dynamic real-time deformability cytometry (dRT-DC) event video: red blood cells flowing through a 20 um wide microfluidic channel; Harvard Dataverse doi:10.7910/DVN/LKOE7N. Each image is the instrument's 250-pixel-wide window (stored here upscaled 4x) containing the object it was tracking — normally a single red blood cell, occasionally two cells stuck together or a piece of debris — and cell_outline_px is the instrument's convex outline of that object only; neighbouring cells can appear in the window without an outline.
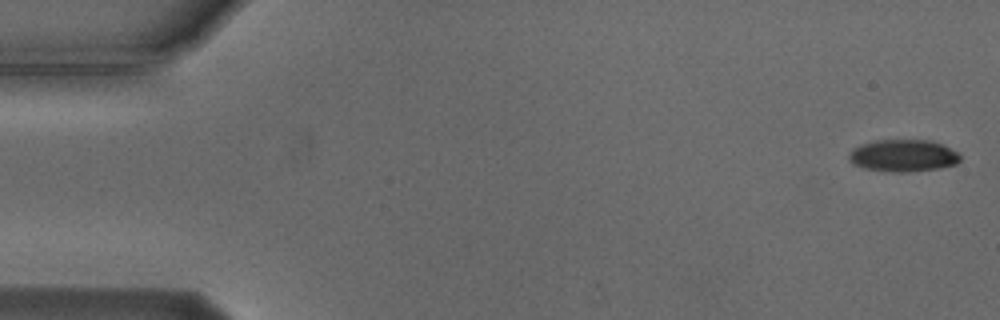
{"species": "Egyptian fruit bat (a non-hibernating species)", "species_latin": "Rousettus aegyptiacus", "temperature_condition": "cold", "stored_images_in_passage": 54, "camera_frame_rate_fps": 3000, "um_per_image_px": 0.085, "animal": {"sex": "male"}, "frame": {"image": 1, "passage_image": 1, "time_ms": 0.0, "image_size_px": [1000, 320], "cell_outline_px": [[960, 160], [956, 164], [940, 168], [908, 172], [892, 172], [864, 168], [852, 164], [848, 160], [848, 156], [852, 148], [860, 144], [876, 140], [932, 140], [960, 152]], "centroid_in_image_um": [76.77, 13.22], "position_along_channel_um": 8.2, "area_um2": 21.1}}
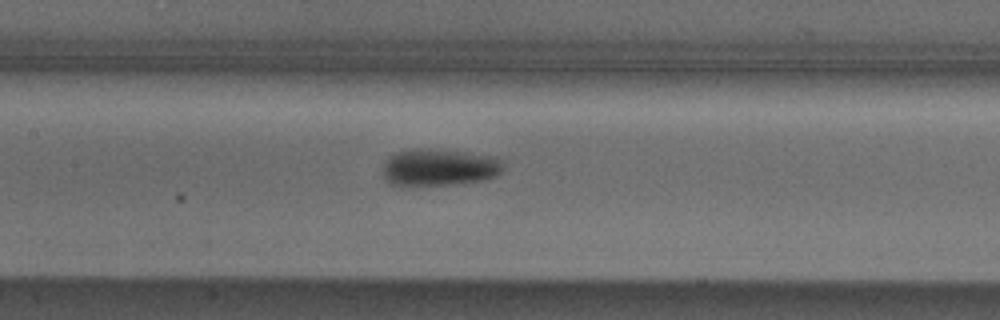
{"frame": {"image": 2, "passage_image": 25, "time_ms": 8.0, "image_size_px": [1000, 320], "cell_outline_px": [[504, 168], [496, 176], [488, 180], [452, 184], [392, 184], [384, 176], [380, 168], [388, 156], [396, 152], [408, 148], [424, 148], [496, 156], [500, 160]], "centroid_in_image_um": [37.32, 14.2], "position_along_channel_um": 170.1, "area_um2": 25.95}}
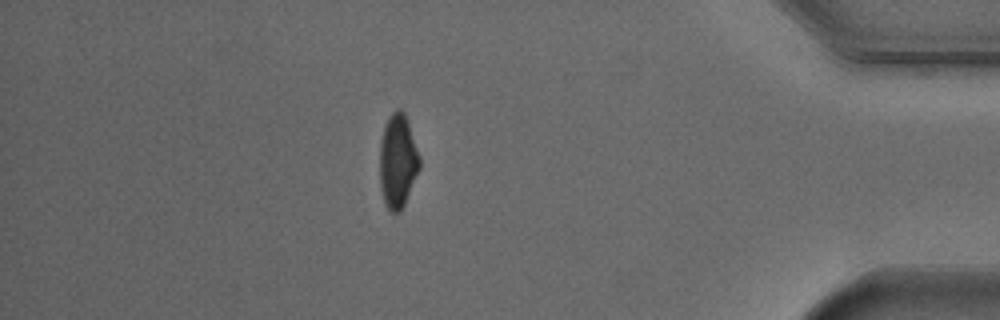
{"frame": {"image": 3, "passage_image": 47, "time_ms": 15.333, "image_size_px": [1000, 320], "cell_outline_px": [[420, 168], [404, 204], [400, 212], [388, 212], [384, 204], [380, 188], [380, 140], [384, 124], [388, 116], [396, 108], [400, 108], [404, 112], [408, 120], [420, 156]], "centroid_in_image_um": [33.8, 13.67], "position_along_channel_um": 401.4, "area_um2": 22.2}, "authors_computed_cell_mechanics": {"area_um2": 22.4264, "velocity_mm_per_s": 3.763, "shape_relaxation_time_tau1_ms": 2.6353, "shape_relaxation_time_tau2_ms": null, "deformation_change_tau1": 0.1211, "deformation_change_tau2": null}}